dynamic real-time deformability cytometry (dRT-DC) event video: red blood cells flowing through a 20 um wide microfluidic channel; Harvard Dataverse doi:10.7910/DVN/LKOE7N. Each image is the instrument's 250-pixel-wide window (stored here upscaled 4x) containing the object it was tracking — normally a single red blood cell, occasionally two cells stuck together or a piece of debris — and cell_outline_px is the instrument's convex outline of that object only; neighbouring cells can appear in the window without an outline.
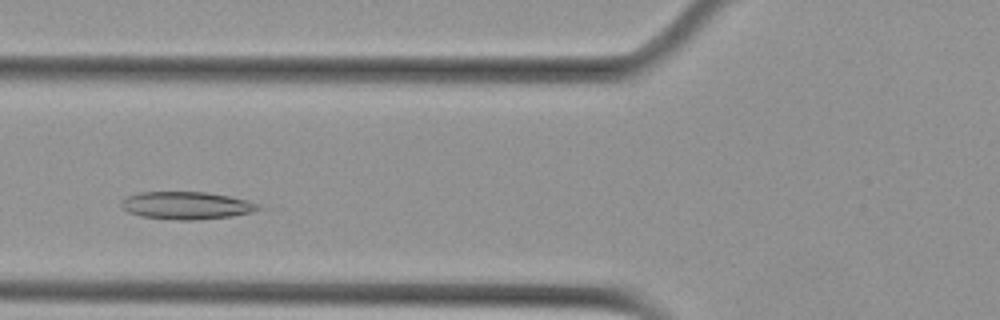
{"species": "Egyptian fruit bat (a non-hibernating species)", "species_latin": "Rousettus aegyptiacus", "temperature_condition": "cold", "stored_images_in_passage": 4, "camera_frame_rate_fps": 3000, "um_per_image_px": 0.085, "animal": {"sex": "female"}, "frame": {"image": 1, "passage_image": 4, "time_ms": 1.0, "image_size_px": [1000, 320], "cell_outline_px": [[260, 208], [252, 212], [232, 216], [196, 220], [180, 220], [140, 216], [128, 212], [120, 208], [120, 204], [128, 196], [140, 192], [208, 192], [248, 200], [260, 204]], "centroid_in_image_um": [15.85, 17.46], "position_along_channel_um": 109.9, "area_um2": 22.02}}